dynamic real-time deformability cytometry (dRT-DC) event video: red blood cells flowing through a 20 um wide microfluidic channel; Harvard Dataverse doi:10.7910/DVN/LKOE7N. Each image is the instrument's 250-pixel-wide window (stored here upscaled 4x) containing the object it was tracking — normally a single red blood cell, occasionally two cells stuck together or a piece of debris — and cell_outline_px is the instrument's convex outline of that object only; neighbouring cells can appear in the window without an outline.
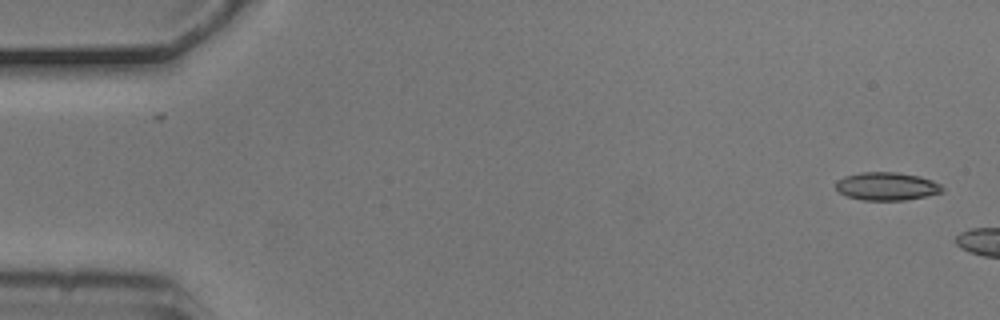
{"species": "common noctule bat (a hibernating species)", "species_latin": "Nyctalus noctula", "temperature_condition": "cold", "stored_images_in_passage": 2, "camera_frame_rate_fps": 3000, "um_per_image_px": 0.085, "animal": {"sex": "male", "body_mass_g": 20.5, "forearm_length_mm": 52.5}, "frame": {"image": 1, "passage_image": 1, "time_ms": 0.0, "image_size_px": [1000, 320], "cell_outline_px": [[944, 192], [904, 200], [860, 200], [848, 196], [840, 192], [836, 188], [836, 180], [844, 176], [860, 172], [896, 172], [920, 176], [932, 180], [940, 184], [944, 188]], "centroid_in_image_um": [75.37, 15.83], "position_along_channel_um": 9.6, "area_um2": 17.46}}